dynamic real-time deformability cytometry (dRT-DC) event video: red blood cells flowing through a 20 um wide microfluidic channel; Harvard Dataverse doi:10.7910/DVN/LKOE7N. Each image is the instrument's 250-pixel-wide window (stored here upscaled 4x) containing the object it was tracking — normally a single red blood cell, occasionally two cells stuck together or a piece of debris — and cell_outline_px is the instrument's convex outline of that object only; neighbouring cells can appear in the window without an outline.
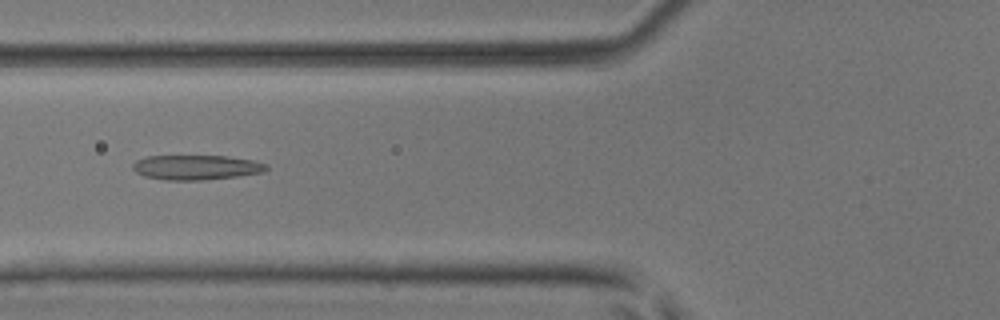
{"species": "common noctule bat (a hibernating species)", "species_latin": "Nyctalus noctula", "temperature_condition": "room temperature", "stored_images_in_passage": 35, "camera_frame_rate_fps": 3000, "um_per_image_px": 0.085, "animal": {"sex": "male", "body_mass_g": 17.9, "forearm_length_mm": 54.2}, "frame": {"image": 1, "passage_image": 5, "time_ms": 1.333, "image_size_px": [1000, 320], "cell_outline_px": [[268, 168], [260, 172], [236, 176], [200, 180], [168, 180], [144, 176], [136, 172], [132, 168], [132, 164], [136, 160], [148, 156], [224, 156], [252, 160], [268, 164]], "centroid_in_image_um": [16.63, 14.22], "position_along_channel_um": 109.2, "area_um2": 19.02}}
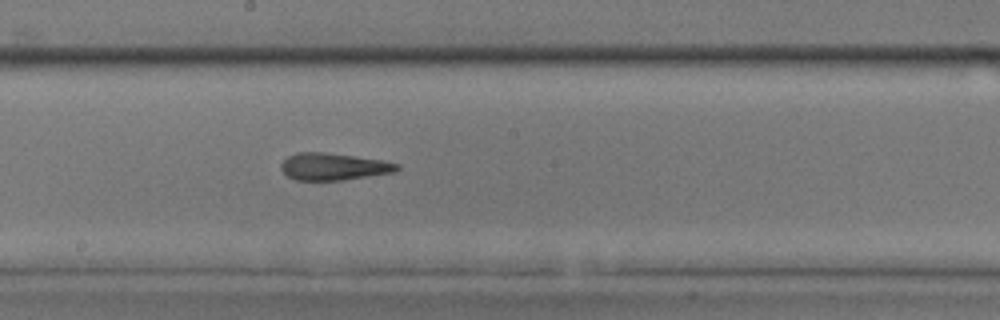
{"frame": {"image": 2, "passage_image": 13, "time_ms": 4.0, "image_size_px": [1000, 320], "cell_outline_px": [[400, 168], [396, 172], [344, 180], [296, 180], [288, 176], [280, 168], [280, 164], [288, 156], [296, 152], [324, 152], [356, 156], [384, 160], [400, 164]], "centroid_in_image_um": [28.38, 14.15], "position_along_channel_um": 219.8, "area_um2": 18.5}}
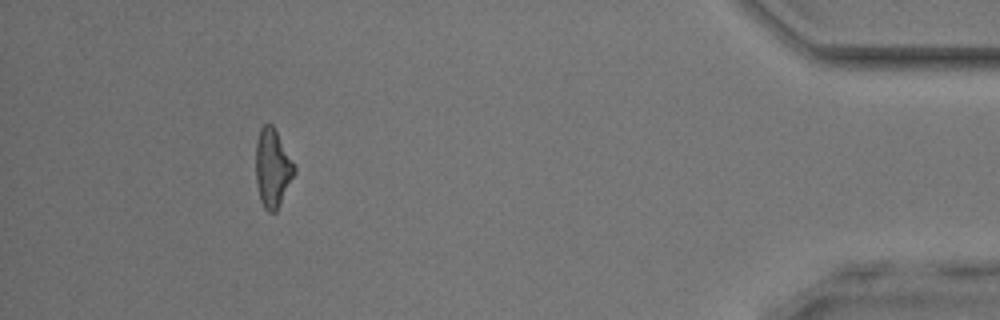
{"frame": {"image": 3, "passage_image": 31, "time_ms": 10.0, "image_size_px": [1000, 320], "cell_outline_px": [[296, 172], [276, 212], [268, 212], [264, 208], [260, 200], [256, 184], [256, 140], [260, 128], [264, 124], [272, 124], [296, 168]], "centroid_in_image_um": [23.15, 14.31], "position_along_channel_um": 412.0, "area_um2": 17.51}, "authors_computed_cell_mechanics": {"area_um2": 18.2648, "velocity_mm_per_s": 4.1673, "shape_relaxation_time_tau1_ms": 7.4437, "shape_relaxation_time_tau2_ms": 2.7235, "deformation_change_tau1": 0.1852, "deformation_change_tau2": 0.1401}}